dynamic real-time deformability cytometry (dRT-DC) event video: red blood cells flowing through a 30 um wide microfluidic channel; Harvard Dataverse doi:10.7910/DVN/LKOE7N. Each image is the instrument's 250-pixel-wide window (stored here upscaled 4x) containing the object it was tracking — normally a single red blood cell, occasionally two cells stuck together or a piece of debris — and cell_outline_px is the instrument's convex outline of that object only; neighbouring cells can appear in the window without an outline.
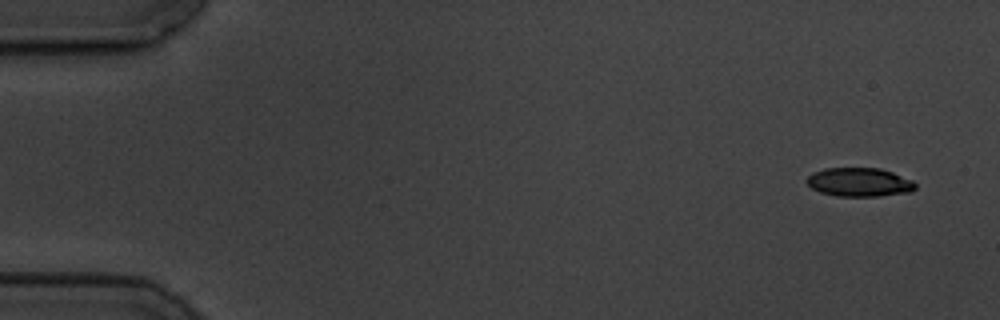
{"species": "common noctule bat (a hibernating species)", "species_latin": "Nyctalus noctula", "temperature_condition": "cold", "stored_images_in_passage": 6, "camera_frame_rate_fps": 3000, "um_per_image_px": 0.085, "animal": {"sex": "male", "body_mass_g": 19.5, "forearm_length_mm": 54.6}, "frame": {"image": 1, "passage_image": 1, "time_ms": 0.0, "image_size_px": [1000, 320], "cell_outline_px": [[916, 188], [912, 192], [880, 196], [836, 196], [820, 192], [812, 188], [804, 180], [812, 172], [824, 168], [880, 168], [892, 172], [912, 180], [916, 184]], "centroid_in_image_um": [73.04, 15.48], "position_along_channel_um": 12.0, "area_um2": 18.38}}